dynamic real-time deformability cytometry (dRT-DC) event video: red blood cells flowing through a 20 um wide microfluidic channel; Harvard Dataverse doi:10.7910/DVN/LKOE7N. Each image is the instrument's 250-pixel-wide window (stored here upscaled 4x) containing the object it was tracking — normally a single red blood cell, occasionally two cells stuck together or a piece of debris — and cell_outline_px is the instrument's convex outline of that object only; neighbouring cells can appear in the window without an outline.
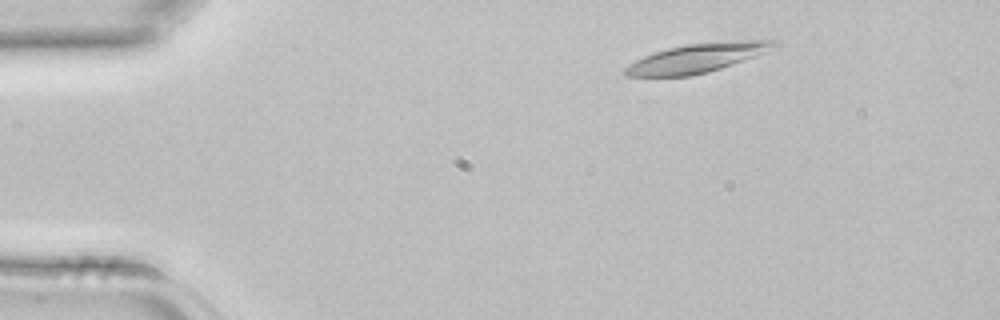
{"species": "common noctule bat (a hibernating species)", "species_latin": "Nyctalus noctula", "temperature_condition": "room temperature", "stored_images_in_passage": 2, "camera_frame_rate_fps": 3000, "um_per_image_px": 0.085, "animal": {"sex": "female", "body_mass_g": 22.7, "forearm_length_mm": 54.2}, "frame": {"image": 1, "passage_image": 1, "time_ms": 0.0, "image_size_px": [1000, 320], "cell_outline_px": [[780, 44], [764, 52], [732, 64], [708, 72], [692, 76], [624, 76], [620, 72], [628, 64], [644, 56], [668, 48], [688, 44], [740, 40], [776, 40]], "centroid_in_image_um": [59.19, 4.94], "position_along_channel_um": 25.8, "area_um2": 24.85}}